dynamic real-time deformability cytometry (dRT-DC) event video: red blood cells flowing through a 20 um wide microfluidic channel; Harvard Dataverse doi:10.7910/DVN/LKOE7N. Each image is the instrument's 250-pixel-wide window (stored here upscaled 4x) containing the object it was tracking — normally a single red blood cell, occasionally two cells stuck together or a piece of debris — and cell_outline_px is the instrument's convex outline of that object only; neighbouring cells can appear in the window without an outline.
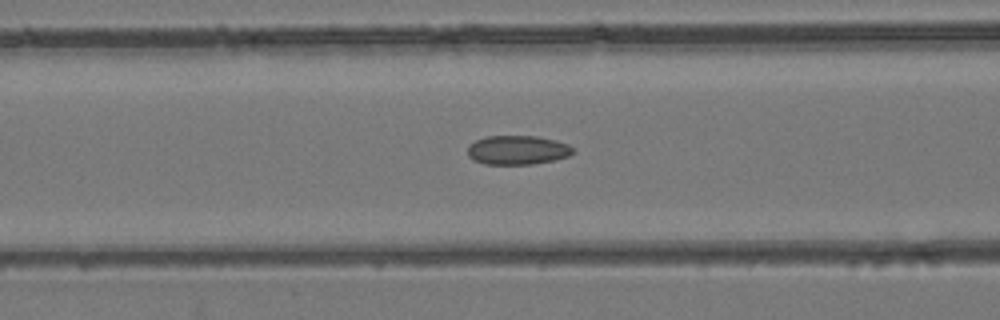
{"species": "common noctule bat (a hibernating species)", "species_latin": "Nyctalus noctula", "temperature_condition": "room temperature", "stored_images_in_passage": 37, "camera_frame_rate_fps": 3000, "um_per_image_px": 0.085, "animal": {"sex": "female", "body_mass_g": 24.6, "forearm_length_mm": 56.2}, "frame": {"image": 1, "passage_image": 8, "time_ms": 2.333, "image_size_px": [1000, 320], "cell_outline_px": [[572, 152], [568, 156], [556, 160], [532, 164], [484, 164], [472, 160], [468, 156], [468, 144], [476, 140], [488, 136], [536, 136], [556, 140], [568, 144], [572, 148]], "centroid_in_image_um": [43.96, 12.76], "position_along_channel_um": 122.6, "area_um2": 17.92}}
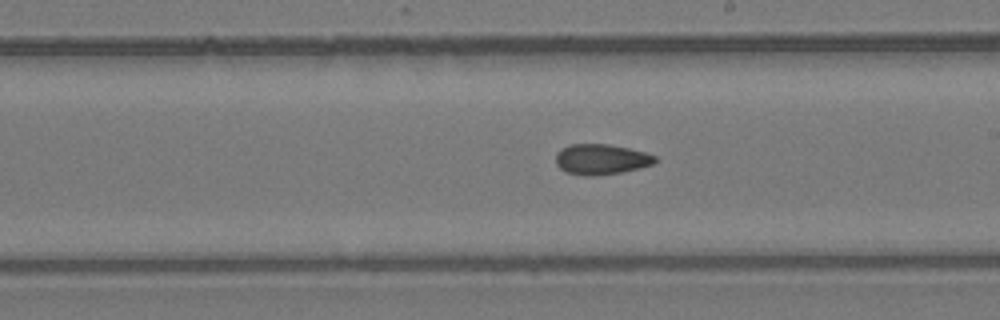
{"frame": {"image": 2, "passage_image": 16, "time_ms": 5.0, "image_size_px": [1000, 320], "cell_outline_px": [[656, 160], [652, 164], [620, 172], [596, 176], [584, 176], [564, 172], [556, 164], [556, 152], [560, 148], [568, 144], [608, 144], [628, 148], [644, 152], [656, 156]], "centroid_in_image_um": [51.02, 13.54], "position_along_channel_um": 238.0, "area_um2": 17.63}}
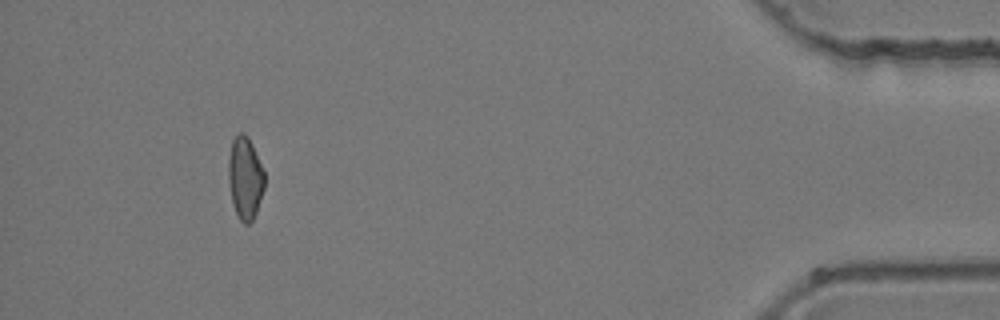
{"frame": {"image": 3, "passage_image": 33, "time_ms": 10.667, "image_size_px": [1000, 320], "cell_outline_px": [[264, 188], [256, 212], [252, 220], [248, 224], [244, 224], [240, 220], [232, 204], [228, 180], [228, 160], [232, 140], [240, 132], [244, 132], [248, 136], [252, 144], [264, 172]], "centroid_in_image_um": [20.82, 15.12], "position_along_channel_um": 414.4, "area_um2": 17.28}}